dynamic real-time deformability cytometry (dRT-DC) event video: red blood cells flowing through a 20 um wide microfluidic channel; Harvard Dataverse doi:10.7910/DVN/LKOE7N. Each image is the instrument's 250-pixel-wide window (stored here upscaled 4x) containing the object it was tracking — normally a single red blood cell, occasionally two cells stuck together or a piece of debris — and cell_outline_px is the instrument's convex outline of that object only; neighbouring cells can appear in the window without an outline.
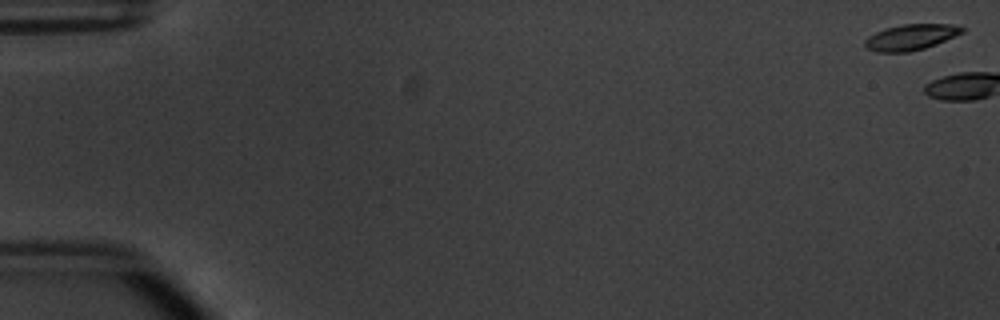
{"species": "common noctule bat (a hibernating species)", "species_latin": "Nyctalus noctula", "temperature_condition": "warm", "stored_images_in_passage": 4, "camera_frame_rate_fps": 3000, "um_per_image_px": 0.085, "animal": {"sex": "male", "body_mass_g": 20.1, "forearm_length_mm": 53.5}, "frame": {"image": 1, "passage_image": 1, "time_ms": 0.0, "image_size_px": [1000, 320], "cell_outline_px": [[964, 32], [936, 44], [924, 48], [908, 52], [876, 52], [868, 48], [864, 44], [864, 40], [868, 36], [884, 28], [904, 24], [956, 24], [964, 28]], "centroid_in_image_um": [77.42, 3.15], "position_along_channel_um": 7.6, "area_um2": 14.62}}